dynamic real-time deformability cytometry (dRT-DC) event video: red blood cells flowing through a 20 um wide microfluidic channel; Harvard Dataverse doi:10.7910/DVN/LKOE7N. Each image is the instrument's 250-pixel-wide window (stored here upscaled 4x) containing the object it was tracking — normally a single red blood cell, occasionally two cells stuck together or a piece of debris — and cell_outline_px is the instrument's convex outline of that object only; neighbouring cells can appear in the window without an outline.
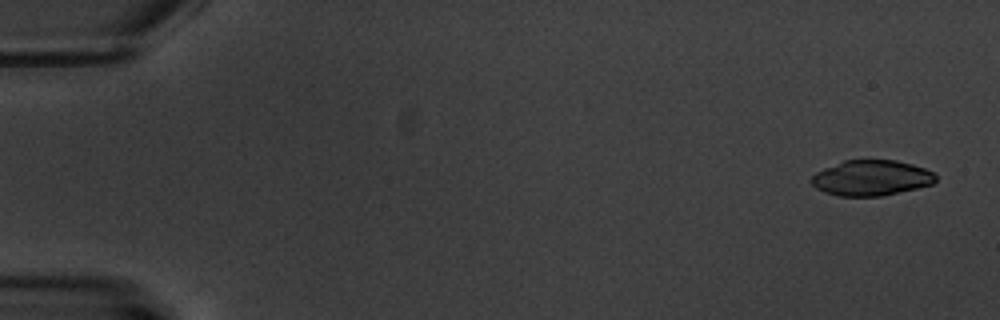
{"species": "common noctule bat (a hibernating species)", "species_latin": "Nyctalus noctula", "temperature_condition": "warm", "stored_images_in_passage": 5, "camera_frame_rate_fps": 3000, "um_per_image_px": 0.085, "animal": {"sex": "male", "body_mass_g": 20.1, "forearm_length_mm": 53.5}, "frame": {"image": 1, "passage_image": 1, "time_ms": 0.0, "image_size_px": [1000, 320], "cell_outline_px": [[936, 180], [932, 184], [916, 188], [880, 196], [840, 196], [824, 192], [816, 188], [812, 184], [812, 176], [816, 172], [824, 168], [844, 160], [896, 160], [912, 164], [936, 172]], "centroid_in_image_um": [74.07, 15.12], "position_along_channel_um": 10.9, "area_um2": 25.61}}
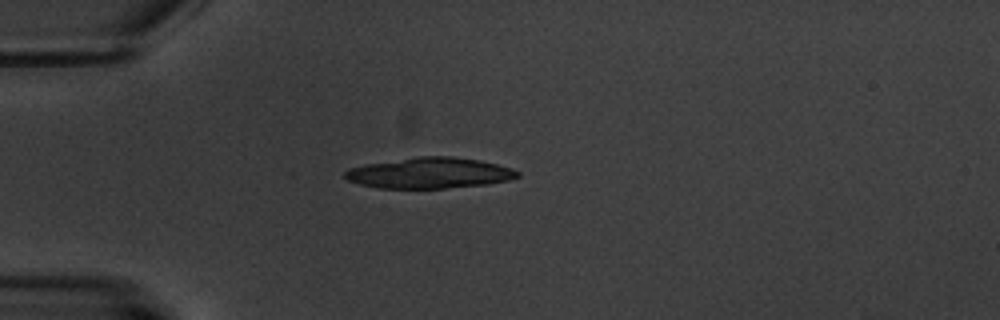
{"frame": {"image": 2, "passage_image": 4, "time_ms": 4.667, "image_size_px": [1000, 320], "cell_outline_px": [[520, 176], [508, 180], [484, 184], [444, 188], [380, 188], [360, 184], [348, 180], [344, 176], [344, 172], [348, 168], [364, 164], [420, 156], [452, 156], [480, 160], [512, 168], [520, 172]], "centroid_in_image_um": [36.5, 14.69], "position_along_channel_um": 48.5, "area_um2": 30.87}}